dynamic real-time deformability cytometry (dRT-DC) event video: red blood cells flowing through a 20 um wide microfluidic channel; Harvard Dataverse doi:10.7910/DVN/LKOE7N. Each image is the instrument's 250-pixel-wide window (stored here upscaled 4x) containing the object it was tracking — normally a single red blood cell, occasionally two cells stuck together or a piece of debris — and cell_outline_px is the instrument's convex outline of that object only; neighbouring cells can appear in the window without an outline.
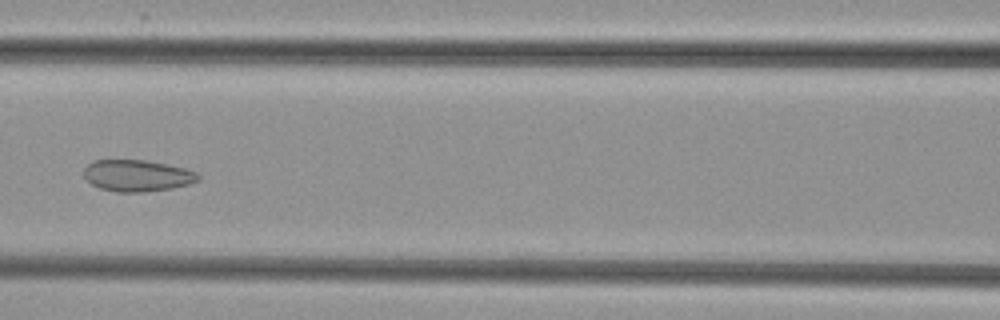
{"species": "common noctule bat (a hibernating species)", "species_latin": "Nyctalus noctula", "temperature_condition": "cold", "stored_images_in_passage": 8, "camera_frame_rate_fps": 3000, "um_per_image_px": 0.085, "animal": {"sex": "female", "body_mass_g": 29.2, "forearm_length_mm": 56.3}, "frame": {"image": 1, "passage_image": 7, "time_ms": 7.0, "image_size_px": [1000, 320], "cell_outline_px": [[200, 180], [188, 184], [172, 188], [144, 192], [116, 192], [100, 188], [92, 184], [84, 176], [84, 168], [92, 160], [144, 160], [184, 168], [196, 172], [200, 176]], "centroid_in_image_um": [11.65, 14.93], "position_along_channel_um": 155.0, "area_um2": 20.92}}